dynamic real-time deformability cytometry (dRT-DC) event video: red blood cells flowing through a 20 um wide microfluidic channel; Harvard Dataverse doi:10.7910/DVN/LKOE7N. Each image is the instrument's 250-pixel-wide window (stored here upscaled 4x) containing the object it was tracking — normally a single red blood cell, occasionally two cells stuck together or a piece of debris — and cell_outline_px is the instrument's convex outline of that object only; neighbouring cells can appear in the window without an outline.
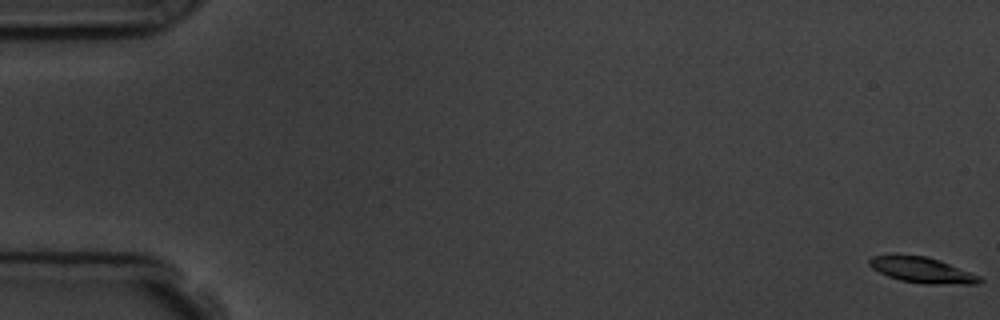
{"species": "common noctule bat (a hibernating species)", "species_latin": "Nyctalus noctula", "temperature_condition": "room temperature", "stored_images_in_passage": 7, "camera_frame_rate_fps": 3000, "um_per_image_px": 0.085, "animal": {"sex": "male", "body_mass_g": 19.5, "forearm_length_mm": 54.6}, "frame": {"image": 1, "passage_image": 1, "time_ms": 0.0, "image_size_px": [1000, 320], "cell_outline_px": [[984, 280], [980, 284], [924, 284], [900, 280], [888, 276], [872, 268], [868, 264], [868, 260], [872, 256], [924, 256], [940, 260], [980, 276]], "centroid_in_image_um": [78.43, 22.98], "position_along_channel_um": 6.6, "area_um2": 16.24}}
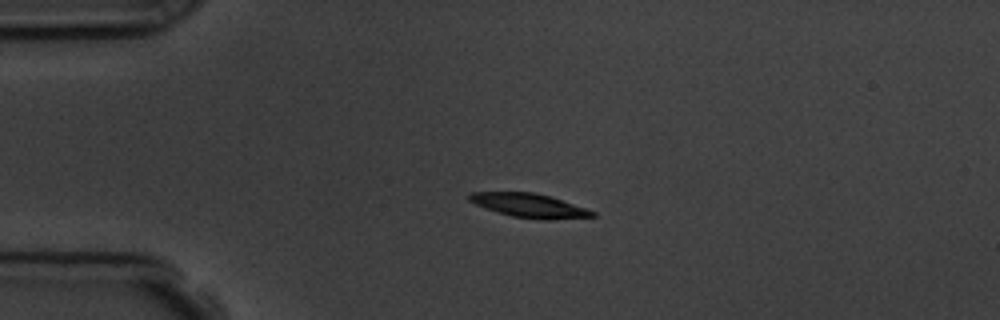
{"frame": {"image": 2, "passage_image": 5, "time_ms": 4.333, "image_size_px": [1000, 320], "cell_outline_px": [[596, 216], [552, 220], [540, 220], [512, 216], [496, 212], [484, 208], [468, 200], [468, 192], [536, 192], [552, 196], [588, 208], [596, 212]], "centroid_in_image_um": [45.03, 17.46], "position_along_channel_um": 40.0, "area_um2": 17.57}}